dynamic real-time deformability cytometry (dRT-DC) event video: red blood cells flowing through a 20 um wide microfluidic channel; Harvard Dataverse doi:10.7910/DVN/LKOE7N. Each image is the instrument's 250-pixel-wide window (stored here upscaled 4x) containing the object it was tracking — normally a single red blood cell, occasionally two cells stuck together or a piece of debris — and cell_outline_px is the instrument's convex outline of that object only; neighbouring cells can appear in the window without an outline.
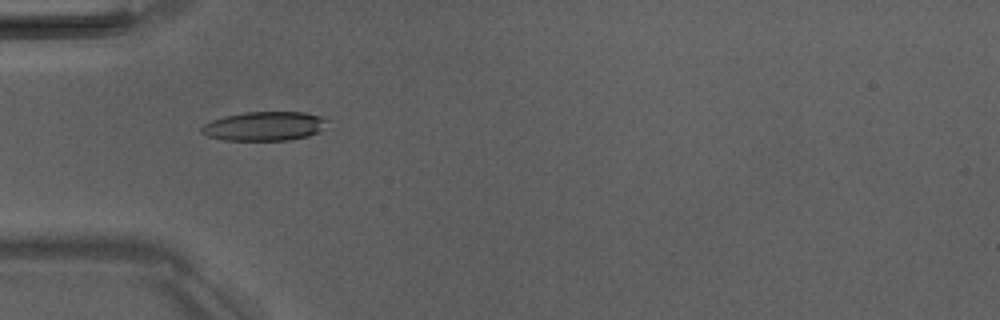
{"species": "Egyptian fruit bat (a non-hibernating species)", "species_latin": "Rousettus aegyptiacus", "temperature_condition": "room temperature", "stored_images_in_passage": 5, "camera_frame_rate_fps": 3000, "um_per_image_px": 0.085, "animal": {"sex": "male"}, "frame": {"image": 1, "passage_image": 4, "time_ms": 3.667, "image_size_px": [1000, 320], "cell_outline_px": [[328, 120], [320, 132], [308, 136], [288, 140], [224, 140], [208, 136], [200, 132], [200, 128], [204, 124], [212, 120], [224, 116], [244, 112], [304, 112], [320, 116]], "centroid_in_image_um": [22.46, 10.72], "position_along_channel_um": 62.5, "area_um2": 21.33}}